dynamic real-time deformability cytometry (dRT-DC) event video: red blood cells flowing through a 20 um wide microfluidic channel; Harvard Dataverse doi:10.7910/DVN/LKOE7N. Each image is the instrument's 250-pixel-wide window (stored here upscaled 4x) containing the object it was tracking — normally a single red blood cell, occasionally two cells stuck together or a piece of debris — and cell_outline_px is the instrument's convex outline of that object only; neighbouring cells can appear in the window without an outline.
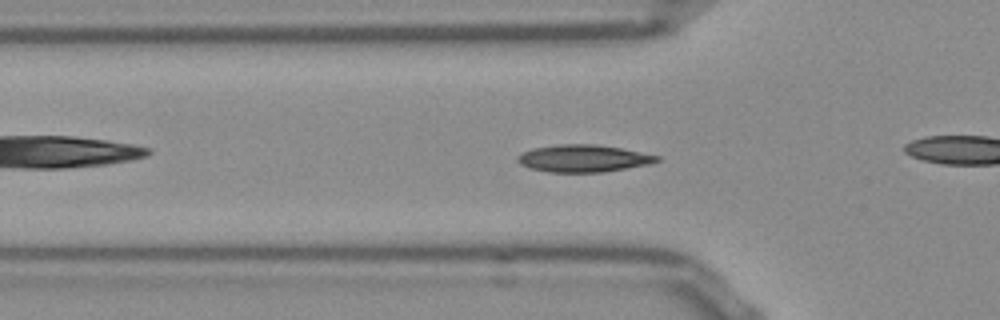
{"species": "Egyptian fruit bat (a non-hibernating species)", "species_latin": "Rousettus aegyptiacus", "temperature_condition": "room temperature", "stored_images_in_passage": 51, "camera_frame_rate_fps": 3000, "um_per_image_px": 0.085, "frame": {"image": 1, "passage_image": 15, "time_ms": 4.667, "image_size_px": [1000, 320], "cell_outline_px": [[660, 160], [648, 164], [604, 172], [548, 172], [528, 168], [520, 164], [516, 160], [516, 156], [532, 148], [556, 144], [596, 144], [620, 148], [660, 156]], "centroid_in_image_um": [49.53, 13.46], "position_along_channel_um": 76.3, "area_um2": 22.14}}
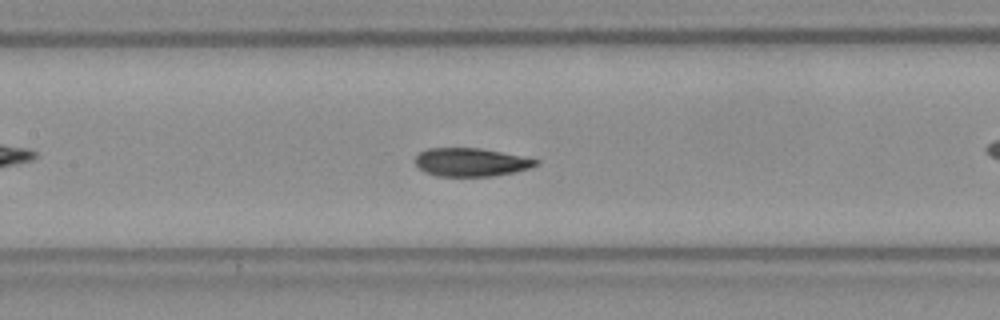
{"frame": {"image": 2, "passage_image": 22, "time_ms": 7.0, "image_size_px": [1000, 320], "cell_outline_px": [[540, 164], [532, 168], [516, 172], [492, 176], [436, 176], [424, 172], [416, 164], [416, 156], [420, 152], [428, 148], [480, 148], [540, 160]], "centroid_in_image_um": [40.06, 13.79], "position_along_channel_um": 167.3, "area_um2": 19.94}, "authors_computed_cell_mechanics": {"area_um2": 20.2878, "velocity_mm_per_s": 3.8575, "shape_relaxation_time_tau1_ms": 8.6619, "shape_relaxation_time_tau2_ms": 0.8185, "deformation_change_tau1": 0.1994, "deformation_change_tau2": 0.0523}}